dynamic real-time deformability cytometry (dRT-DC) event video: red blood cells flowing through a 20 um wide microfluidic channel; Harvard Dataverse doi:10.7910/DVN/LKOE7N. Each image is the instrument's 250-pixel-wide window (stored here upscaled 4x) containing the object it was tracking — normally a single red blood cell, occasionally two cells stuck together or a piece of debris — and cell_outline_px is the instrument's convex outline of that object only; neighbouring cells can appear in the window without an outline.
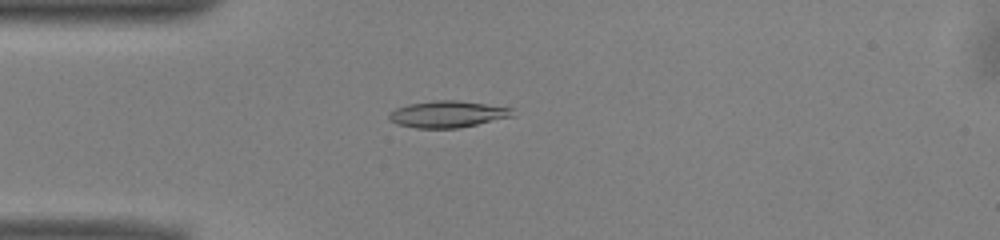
{"species": "common noctule bat (a hibernating species)", "species_latin": "Nyctalus noctula", "temperature_condition": "warm", "stored_images_in_passage": 51, "camera_frame_rate_fps": 3000, "um_per_image_px": 0.085, "animal": {"sex": "male", "body_mass_g": 13.0, "forearm_length_mm": 53.1}, "frame": {"image": 1, "passage_image": 13, "time_ms": 4.0, "image_size_px": [1000, 240], "cell_outline_px": [[516, 116], [456, 128], [416, 128], [396, 124], [388, 120], [388, 112], [396, 108], [408, 104], [432, 100], [460, 100], [512, 108]], "centroid_in_image_um": [38.02, 9.7], "position_along_channel_um": 47.0, "area_um2": 19.36}}
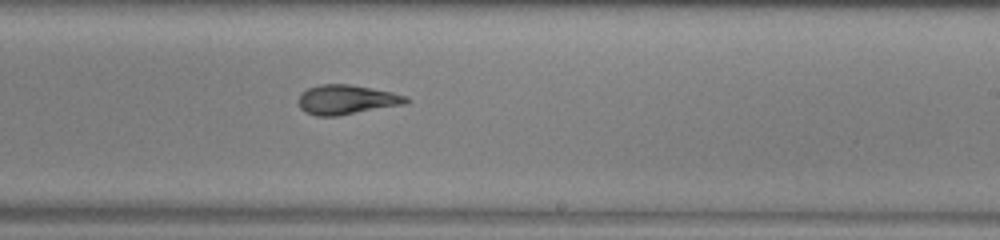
{"frame": {"image": 2, "passage_image": 30, "time_ms": 9.667, "image_size_px": [1000, 240], "cell_outline_px": [[408, 104], [336, 116], [316, 116], [304, 112], [300, 108], [300, 92], [308, 88], [320, 84], [352, 84], [392, 92], [404, 96], [408, 100]], "centroid_in_image_um": [29.45, 8.47], "position_along_channel_um": 259.6, "area_um2": 18.55}}
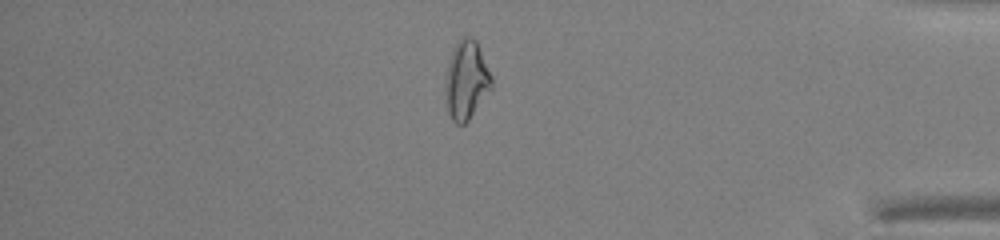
{"frame": {"image": 3, "passage_image": 43, "time_ms": 14.0, "image_size_px": [1000, 240], "cell_outline_px": [[492, 88], [468, 120], [464, 124], [456, 124], [452, 120], [448, 112], [444, 92], [444, 72], [456, 40], [460, 36], [468, 36], [476, 40], [492, 76]], "centroid_in_image_um": [39.6, 6.78], "position_along_channel_um": 395.6, "area_um2": 21.62}, "authors_computed_cell_mechanics": {"area_um2": 18.9006, "velocity_mm_per_s": 3.981, "shape_relaxation_time_tau1_ms": 5.1283, "shape_relaxation_time_tau2_ms": 2.734, "deformation_change_tau1": 0.1786, "deformation_change_tau2": 0.1069}}